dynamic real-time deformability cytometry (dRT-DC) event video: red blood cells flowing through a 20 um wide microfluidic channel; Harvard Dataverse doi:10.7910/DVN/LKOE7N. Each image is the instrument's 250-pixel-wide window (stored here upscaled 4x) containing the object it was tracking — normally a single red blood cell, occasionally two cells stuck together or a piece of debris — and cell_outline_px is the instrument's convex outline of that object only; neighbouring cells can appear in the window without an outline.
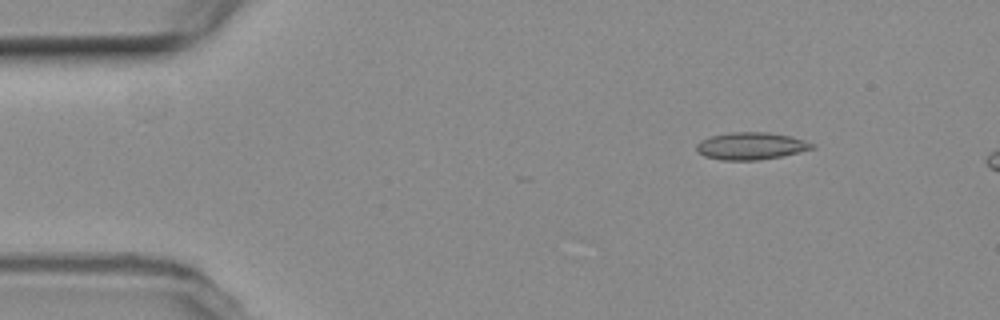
{"species": "common noctule bat (a hibernating species)", "species_latin": "Nyctalus noctula", "temperature_condition": "room temperature", "stored_images_in_passage": 2, "camera_frame_rate_fps": 3000, "um_per_image_px": 0.085, "animal": {"sex": "female", "body_mass_g": 19.3, "forearm_length_mm": 54.1}, "frame": {"image": 1, "passage_image": 1, "time_ms": 0.0, "image_size_px": [1000, 320], "cell_outline_px": [[816, 148], [800, 152], [760, 160], [720, 160], [704, 156], [696, 152], [696, 144], [700, 140], [712, 136], [728, 132], [768, 132], [792, 136], [816, 144]], "centroid_in_image_um": [63.84, 12.4], "position_along_channel_um": 21.2, "area_um2": 18.61}}